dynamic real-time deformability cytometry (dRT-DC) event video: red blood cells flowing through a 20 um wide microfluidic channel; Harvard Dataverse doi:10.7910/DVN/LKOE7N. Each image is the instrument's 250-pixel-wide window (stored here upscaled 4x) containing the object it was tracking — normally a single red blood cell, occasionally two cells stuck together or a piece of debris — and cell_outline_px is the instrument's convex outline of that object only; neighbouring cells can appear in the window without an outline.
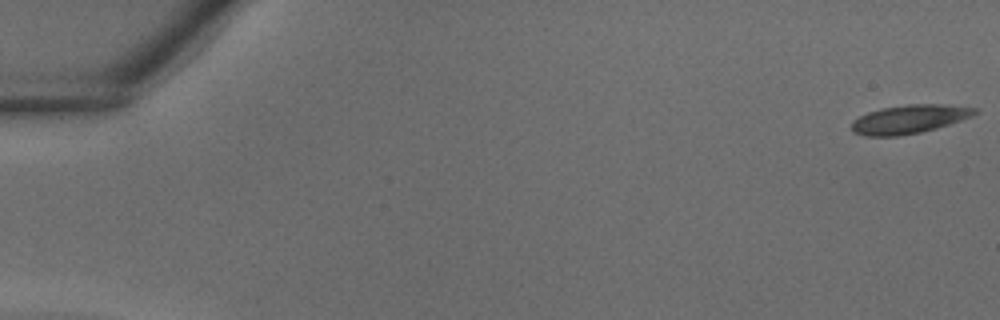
{"species": "common noctule bat (a hibernating species)", "species_latin": "Nyctalus noctula", "temperature_condition": "warm", "stored_images_in_passage": 39, "camera_frame_rate_fps": 3000, "um_per_image_px": 0.085, "animal": {"sex": "male", "body_mass_g": 18.8}, "frame": {"image": 1, "passage_image": 1, "time_ms": 0.0, "image_size_px": [1000, 320], "cell_outline_px": [[980, 112], [972, 116], [936, 128], [920, 132], [896, 136], [864, 136], [852, 132], [852, 120], [868, 112], [880, 108], [908, 104], [944, 104], [976, 108]], "centroid_in_image_um": [77.27, 10.12], "position_along_channel_um": 7.7, "area_um2": 20.52}}
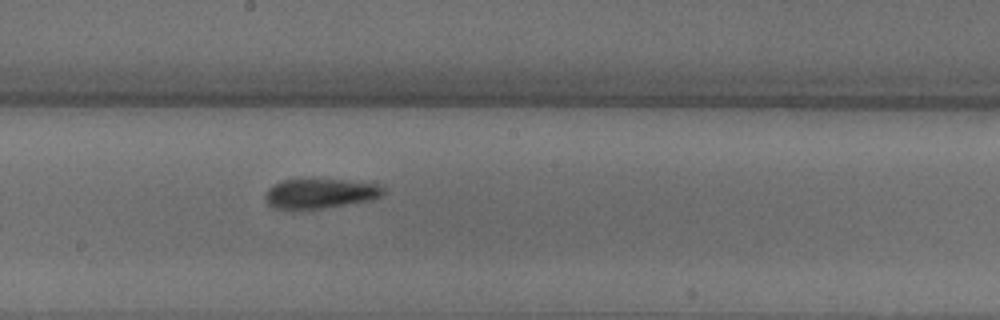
{"frame": {"image": 2, "passage_image": 22, "time_ms": 7.0, "image_size_px": [1000, 320], "cell_outline_px": [[384, 192], [380, 196], [372, 200], [320, 208], [276, 208], [268, 204], [264, 196], [268, 188], [284, 180], [344, 180], [380, 184], [384, 188]], "centroid_in_image_um": [27.24, 16.44], "position_along_channel_um": 221.0, "area_um2": 19.94}}
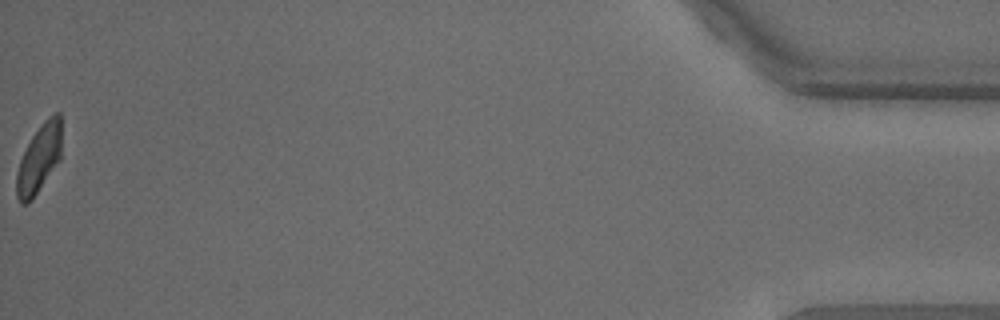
{"frame": {"image": 3, "passage_image": 39, "time_ms": 12.667, "image_size_px": [1000, 320], "cell_outline_px": [[60, 160], [32, 200], [28, 204], [20, 204], [16, 196], [16, 172], [20, 160], [32, 136], [44, 120], [48, 116], [56, 112], [60, 112]], "centroid_in_image_um": [3.3, 13.53], "position_along_channel_um": 431.9, "area_um2": 17.86}}